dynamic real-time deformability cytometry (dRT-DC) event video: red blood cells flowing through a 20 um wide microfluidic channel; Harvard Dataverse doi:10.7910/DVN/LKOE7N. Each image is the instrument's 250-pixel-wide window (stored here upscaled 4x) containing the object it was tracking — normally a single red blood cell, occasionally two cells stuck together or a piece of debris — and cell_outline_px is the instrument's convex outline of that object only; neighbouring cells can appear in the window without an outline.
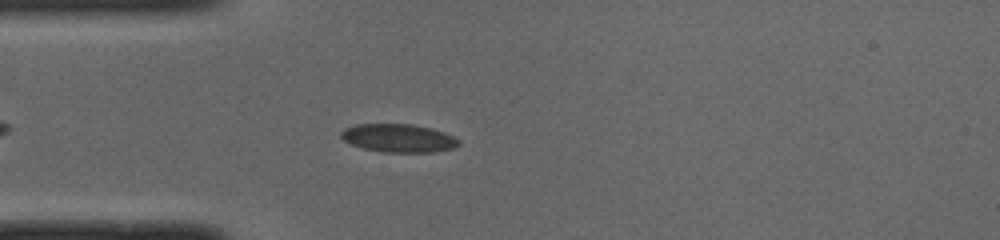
{"species": "common noctule bat (a hibernating species)", "species_latin": "Nyctalus noctula", "temperature_condition": "cold", "stored_images_in_passage": 39, "camera_frame_rate_fps": 3000, "um_per_image_px": 0.085, "animal": {"sex": "male", "body_mass_g": 19.0, "forearm_length_mm": 50.8}, "frame": {"image": 1, "passage_image": 3, "time_ms": 0.667, "image_size_px": [1000, 240], "cell_outline_px": [[460, 144], [452, 148], [432, 152], [384, 152], [364, 148], [352, 144], [344, 140], [340, 136], [340, 132], [344, 128], [356, 124], [412, 124], [432, 128], [444, 132], [460, 140]], "centroid_in_image_um": [33.87, 11.73], "position_along_channel_um": 51.1, "area_um2": 19.31}}
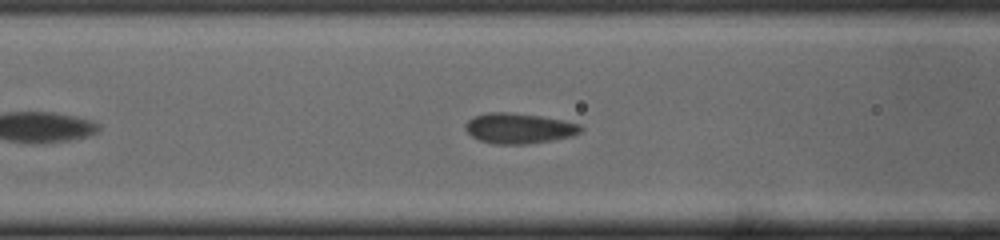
{"frame": {"image": 2, "passage_image": 9, "time_ms": 2.667, "image_size_px": [1000, 240], "cell_outline_px": [[584, 128], [580, 132], [572, 136], [552, 140], [528, 144], [496, 144], [480, 140], [472, 136], [464, 128], [464, 124], [468, 120], [476, 116], [488, 112], [504, 112], [540, 116], [580, 124]], "centroid_in_image_um": [44.1, 10.91], "position_along_channel_um": 122.5, "area_um2": 20.23}}
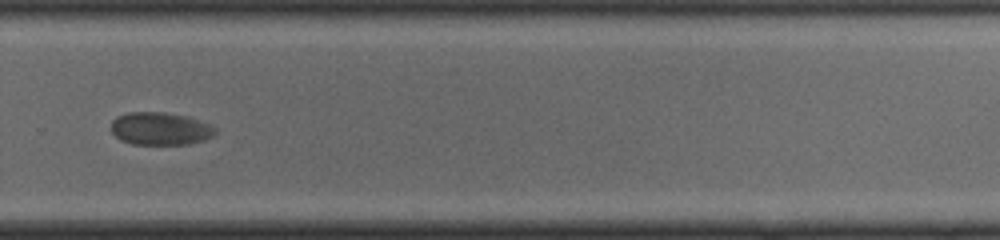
{"frame": {"image": 3, "passage_image": 24, "time_ms": 7.667, "image_size_px": [1000, 240], "cell_outline_px": [[216, 132], [212, 136], [204, 140], [188, 144], [132, 144], [120, 140], [112, 132], [112, 120], [116, 116], [128, 112], [164, 112], [184, 116], [208, 124], [216, 128]], "centroid_in_image_um": [13.59, 10.94], "position_along_channel_um": 316.2, "area_um2": 19.71}, "authors_computed_cell_mechanics": {"area_um2": 20.3456, "velocity_mm_per_s": 3.8746, "shape_relaxation_time_tau1_ms": 3.3137, "shape_relaxation_time_tau2_ms": null, "deformation_change_tau1": 0.0865, "deformation_change_tau2": null}}